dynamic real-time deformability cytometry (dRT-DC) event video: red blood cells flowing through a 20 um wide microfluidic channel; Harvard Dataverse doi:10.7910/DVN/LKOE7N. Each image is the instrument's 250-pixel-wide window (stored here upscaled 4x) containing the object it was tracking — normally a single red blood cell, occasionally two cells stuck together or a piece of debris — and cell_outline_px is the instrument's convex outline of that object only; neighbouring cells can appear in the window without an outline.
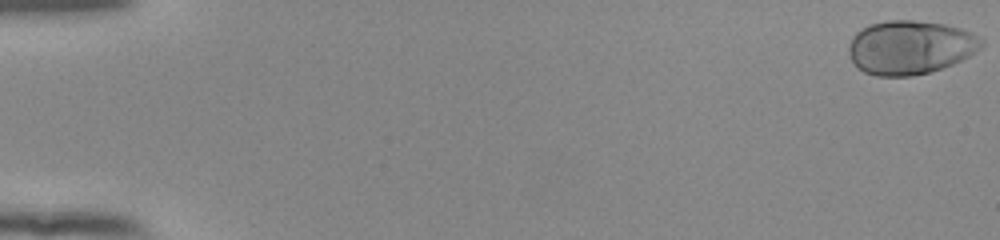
{"species": "human", "species_latin": "Homo sapiens", "temperature_condition": "room temperature", "stored_images_in_passage": 54, "camera_frame_rate_fps": 3000, "um_per_image_px": 0.085, "donor": {"sex": "female"}, "frame": {"image": 1, "passage_image": 1, "time_ms": 0.0, "image_size_px": [1000, 240], "cell_outline_px": [[984, 44], [980, 48], [968, 56], [952, 64], [928, 72], [912, 76], [876, 76], [864, 72], [856, 68], [848, 52], [848, 48], [852, 36], [856, 32], [868, 24], [888, 20], [912, 20], [944, 24], [960, 28], [972, 32], [980, 36], [984, 40]], "centroid_in_image_um": [77.34, 4.02], "position_along_channel_um": 7.7, "area_um2": 41.79}}
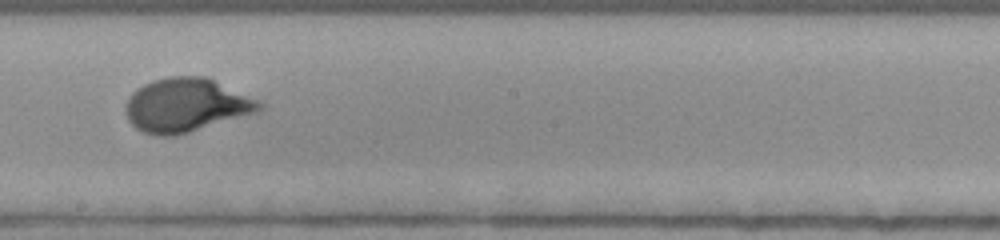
{"frame": {"image": 2, "passage_image": 32, "time_ms": 10.333, "image_size_px": [1000, 240], "cell_outline_px": [[264, 108], [260, 112], [176, 136], [156, 136], [140, 132], [128, 120], [124, 112], [124, 108], [128, 96], [136, 88], [152, 80], [168, 76], [204, 76], [256, 100], [264, 104]], "centroid_in_image_um": [15.76, 8.96], "position_along_channel_um": 232.4, "area_um2": 42.14}}
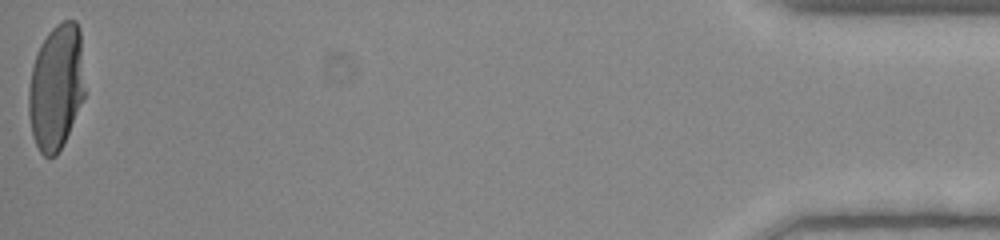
{"frame": {"image": 3, "passage_image": 54, "time_ms": 17.667, "image_size_px": [1000, 240], "cell_outline_px": [[84, 96], [68, 132], [56, 156], [44, 156], [40, 152], [32, 136], [28, 112], [28, 88], [32, 68], [40, 44], [48, 32], [56, 24], [64, 20], [76, 20], [80, 28], [84, 88]], "centroid_in_image_um": [4.76, 7.37], "position_along_channel_um": 430.4, "area_um2": 40.86}, "authors_computed_cell_mechanics": {"area_um2": 40.3733, "velocity_mm_per_s": 3.9045, "shape_relaxation_time_tau1_ms": 3.714, "shape_relaxation_time_tau2_ms": null, "deformation_change_tau1": 0.2031, "deformation_change_tau2": null}}